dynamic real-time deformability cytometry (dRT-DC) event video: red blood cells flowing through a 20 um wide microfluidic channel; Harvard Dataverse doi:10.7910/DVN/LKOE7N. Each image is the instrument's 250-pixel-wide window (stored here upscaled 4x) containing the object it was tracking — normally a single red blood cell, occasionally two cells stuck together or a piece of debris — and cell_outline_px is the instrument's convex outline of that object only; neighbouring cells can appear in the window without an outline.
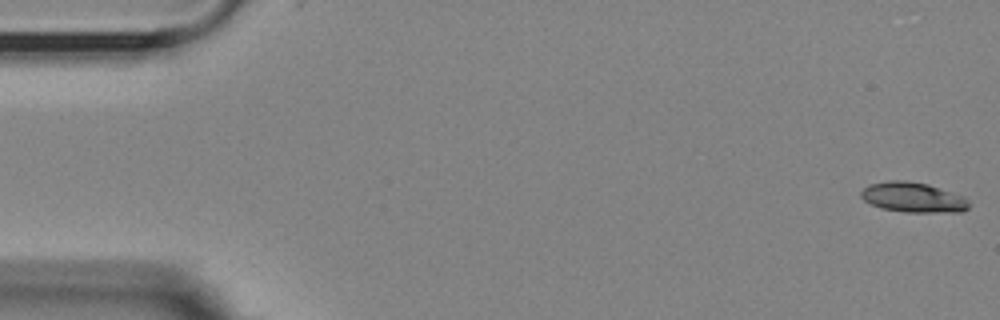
{"species": "Egyptian fruit bat (a non-hibernating species)", "species_latin": "Rousettus aegyptiacus", "temperature_condition": "room temperature", "stored_images_in_passage": 48, "camera_frame_rate_fps": 3000, "um_per_image_px": 0.085, "animal": {"sex": "female"}, "frame": {"image": 1, "passage_image": 1, "time_ms": 0.0, "image_size_px": [1000, 320], "cell_outline_px": [[968, 208], [960, 212], [904, 212], [880, 208], [864, 200], [860, 196], [860, 192], [868, 184], [888, 180], [908, 180], [928, 184], [964, 196], [968, 200]], "centroid_in_image_um": [77.59, 16.76], "position_along_channel_um": 7.4, "area_um2": 19.02}}
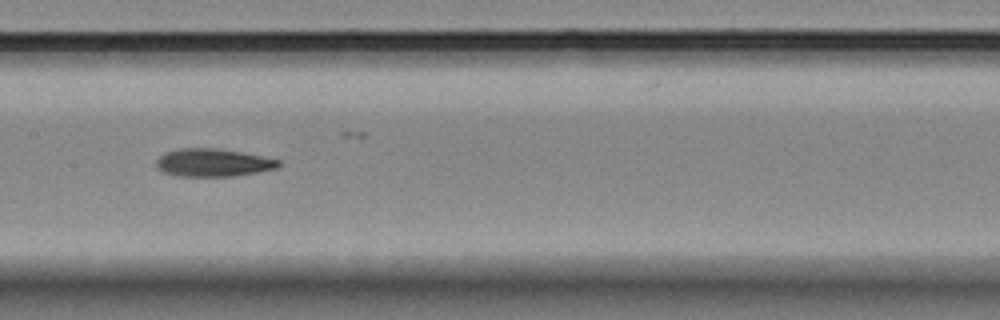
{"frame": {"image": 2, "passage_image": 27, "time_ms": 8.667, "image_size_px": [1000, 320], "cell_outline_px": [[280, 164], [276, 168], [256, 172], [232, 176], [176, 176], [164, 172], [156, 168], [156, 160], [164, 152], [180, 148], [216, 148], [240, 152], [280, 160]], "centroid_in_image_um": [18.04, 13.82], "position_along_channel_um": 189.4, "area_um2": 19.71}}
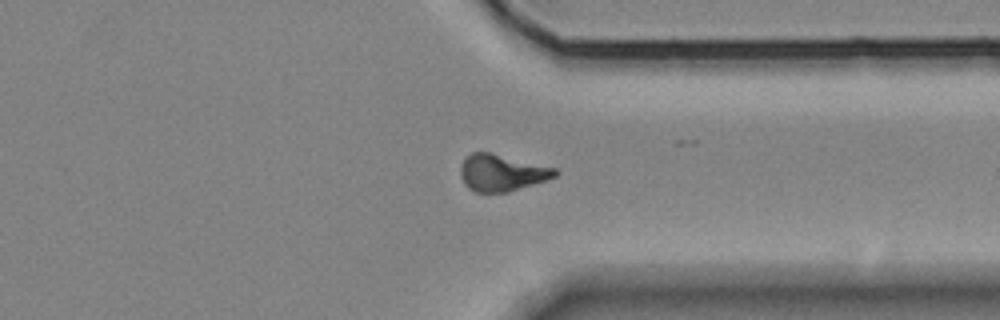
{"frame": {"image": 3, "passage_image": 42, "time_ms": 13.667, "image_size_px": [1000, 320], "cell_outline_px": [[560, 172], [556, 176], [508, 192], [476, 192], [468, 188], [464, 184], [460, 176], [460, 164], [464, 156], [472, 152], [488, 152], [556, 168]], "centroid_in_image_um": [42.59, 14.67], "position_along_channel_um": 368.8, "area_um2": 20.17}}